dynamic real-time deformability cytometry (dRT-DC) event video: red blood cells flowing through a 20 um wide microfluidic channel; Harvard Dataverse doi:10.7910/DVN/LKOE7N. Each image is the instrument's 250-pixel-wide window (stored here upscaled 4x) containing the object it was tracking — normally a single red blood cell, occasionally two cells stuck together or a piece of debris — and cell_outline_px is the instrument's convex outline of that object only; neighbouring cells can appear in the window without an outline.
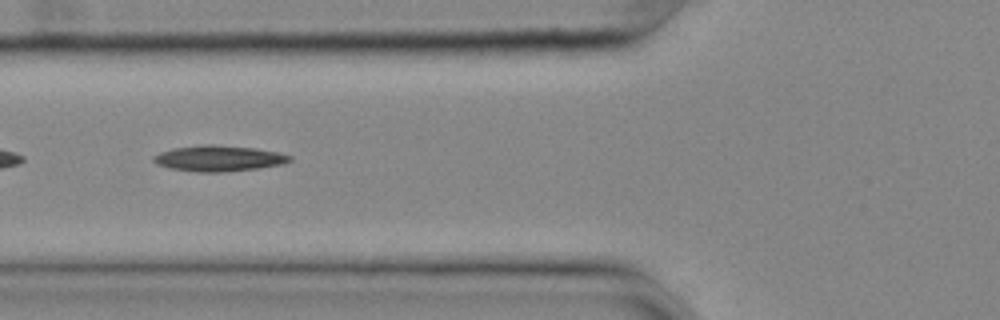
{"species": "common noctule bat (a hibernating species)", "species_latin": "Nyctalus noctula", "temperature_condition": "cold", "stored_images_in_passage": 31, "segment_of_instrument_passage": [2, 2], "camera_frame_rate_fps": 3000, "um_per_image_px": 0.085, "animal": {"sex": "female", "body_mass_g": 25.1}, "frame": {"image": 1, "passage_image": 12, "time_ms": 3.667, "image_size_px": [1000, 320], "cell_outline_px": [[292, 160], [284, 164], [260, 168], [224, 172], [196, 172], [168, 168], [156, 164], [152, 160], [152, 156], [160, 152], [172, 148], [200, 144], [212, 144], [256, 148], [280, 152], [292, 156]], "centroid_in_image_um": [18.59, 13.46], "position_along_channel_um": 107.2, "area_um2": 20.92}}
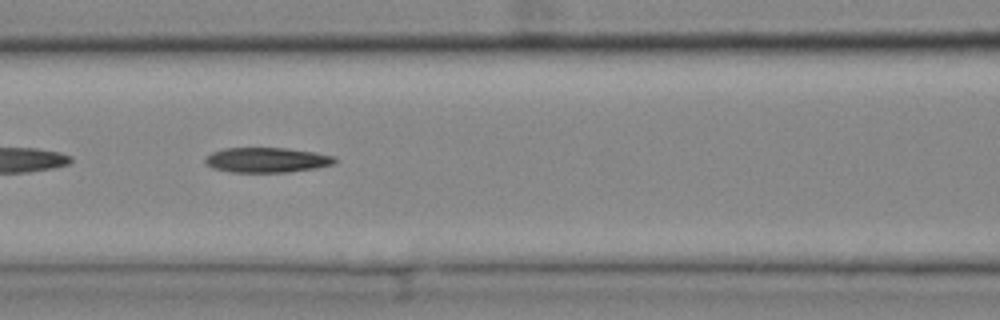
{"frame": {"image": 2, "passage_image": 15, "time_ms": 4.667, "image_size_px": [1000, 320], "cell_outline_px": [[336, 160], [332, 164], [316, 168], [288, 172], [232, 172], [212, 168], [204, 160], [204, 156], [212, 152], [224, 148], [288, 148], [316, 152], [336, 156]], "centroid_in_image_um": [22.68, 13.59], "position_along_channel_um": 143.9, "area_um2": 18.96}}
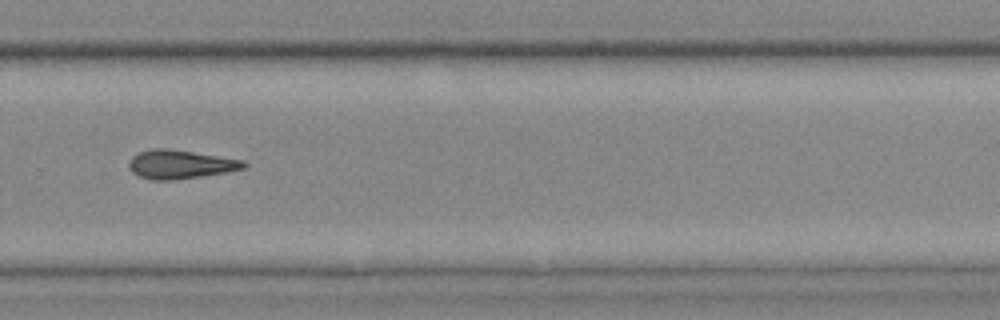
{"frame": {"image": 3, "passage_image": 29, "time_ms": 9.333, "image_size_px": [1000, 320], "cell_outline_px": [[248, 164], [244, 168], [228, 172], [172, 180], [152, 180], [140, 176], [132, 172], [128, 168], [128, 164], [132, 156], [140, 152], [152, 148], [168, 148], [244, 160]], "centroid_in_image_um": [15.32, 13.96], "position_along_channel_um": 314.5, "area_um2": 19.19}}